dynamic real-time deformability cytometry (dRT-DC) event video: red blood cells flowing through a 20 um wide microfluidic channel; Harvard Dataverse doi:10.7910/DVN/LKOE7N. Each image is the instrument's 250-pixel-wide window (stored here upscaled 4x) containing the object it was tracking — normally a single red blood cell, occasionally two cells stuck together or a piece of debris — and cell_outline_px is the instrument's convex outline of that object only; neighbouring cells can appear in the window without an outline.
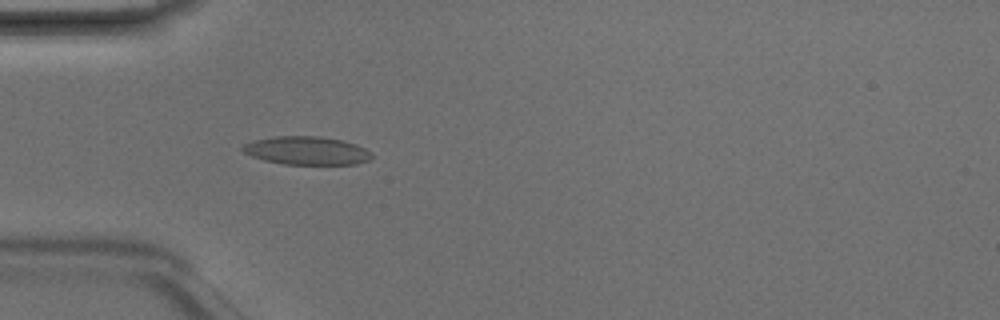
{"species": "Egyptian fruit bat (a non-hibernating species)", "species_latin": "Rousettus aegyptiacus", "temperature_condition": "room temperature", "stored_images_in_passage": 4, "camera_frame_rate_fps": 3000, "um_per_image_px": 0.085, "animal": {"sex": "male"}, "frame": {"image": 1, "passage_image": 4, "time_ms": 1.0, "image_size_px": [1000, 320], "cell_outline_px": [[372, 156], [368, 160], [356, 164], [284, 164], [264, 160], [252, 156], [244, 152], [240, 148], [244, 144], [252, 140], [276, 136], [320, 136], [340, 140], [356, 144], [372, 152]], "centroid_in_image_um": [26.05, 12.8], "position_along_channel_um": 59.0, "area_um2": 21.21}}